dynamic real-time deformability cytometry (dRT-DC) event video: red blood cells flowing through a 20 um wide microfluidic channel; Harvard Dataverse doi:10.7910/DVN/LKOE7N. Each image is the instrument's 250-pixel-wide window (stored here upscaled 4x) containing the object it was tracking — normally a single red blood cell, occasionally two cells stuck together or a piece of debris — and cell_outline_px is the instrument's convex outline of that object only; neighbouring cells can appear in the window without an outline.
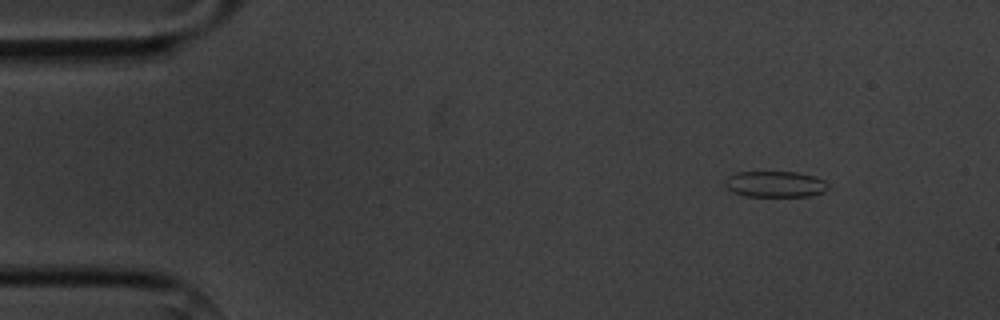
{"species": "common noctule bat (a hibernating species)", "species_latin": "Nyctalus noctula", "temperature_condition": "cold", "stored_images_in_passage": 5, "camera_frame_rate_fps": 3000, "um_per_image_px": 0.085, "animal": {"sex": "male", "body_mass_g": 20.1, "forearm_length_mm": 53.5}, "frame": {"image": 1, "passage_image": 1, "time_ms": 0.0, "image_size_px": [1000, 320], "cell_outline_px": [[828, 188], [824, 192], [808, 196], [744, 196], [732, 192], [724, 184], [724, 180], [728, 176], [736, 172], [796, 172], [816, 176], [824, 180], [828, 184]], "centroid_in_image_um": [65.88, 15.65], "position_along_channel_um": 19.1, "area_um2": 15.78}}
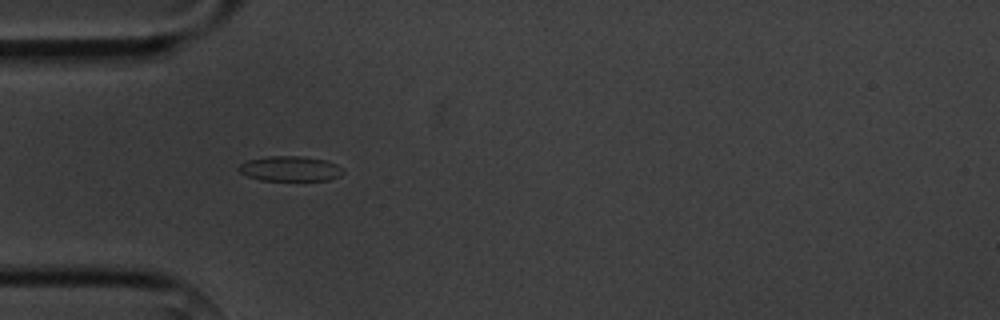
{"frame": {"image": 2, "passage_image": 4, "time_ms": 3.333, "image_size_px": [1000, 320], "cell_outline_px": [[344, 172], [340, 176], [328, 180], [260, 180], [248, 176], [240, 172], [236, 168], [244, 160], [268, 156], [304, 156], [324, 160], [336, 164], [344, 168]], "centroid_in_image_um": [24.65, 14.33], "position_along_channel_um": 60.4, "area_um2": 15.37}}
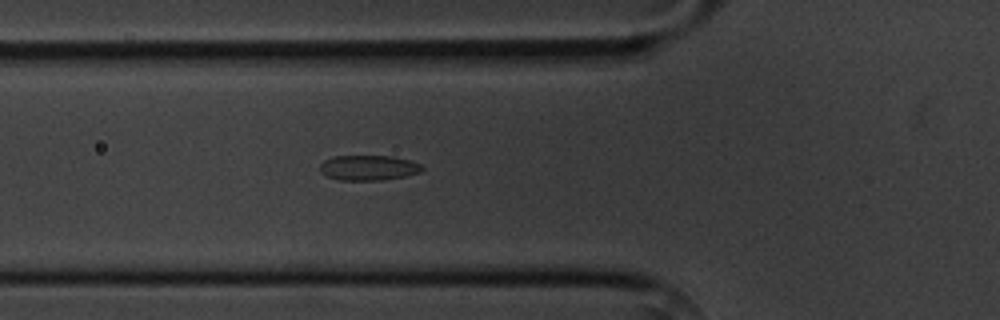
{"frame": {"image": 3, "passage_image": 5, "time_ms": 4.333, "image_size_px": [1000, 320], "cell_outline_px": [[424, 168], [420, 172], [408, 176], [384, 180], [340, 180], [328, 176], [320, 172], [320, 164], [324, 160], [332, 156], [392, 156], [408, 160], [420, 164]], "centroid_in_image_um": [31.32, 14.26], "position_along_channel_um": 94.5, "area_um2": 15.03}}